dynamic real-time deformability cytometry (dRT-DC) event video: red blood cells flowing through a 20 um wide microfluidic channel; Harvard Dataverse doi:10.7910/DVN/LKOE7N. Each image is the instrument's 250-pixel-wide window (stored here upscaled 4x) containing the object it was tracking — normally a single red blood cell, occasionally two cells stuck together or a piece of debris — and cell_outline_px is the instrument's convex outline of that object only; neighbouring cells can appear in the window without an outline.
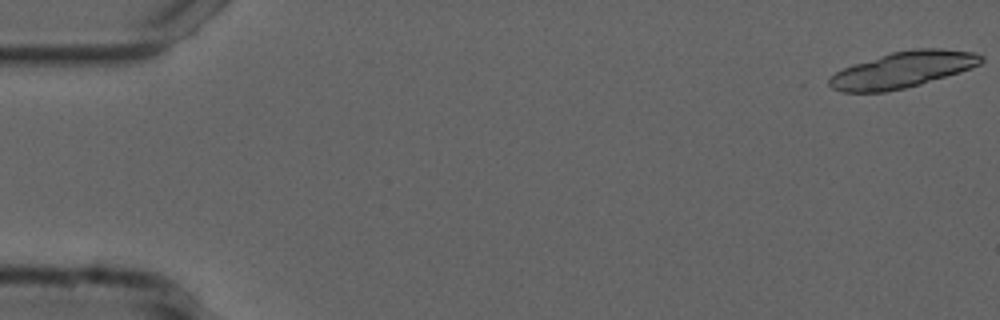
{"species": "common noctule bat (a hibernating species)", "species_latin": "Nyctalus noctula", "temperature_condition": "cold", "stored_images_in_passage": 14, "camera_frame_rate_fps": 3000, "um_per_image_px": 0.085, "animal": {"sex": "male", "forearm_length_mm": 52.5}, "frame": {"image": 1, "passage_image": 1, "time_ms": 0.0, "image_size_px": [1000, 320], "cell_outline_px": [[984, 60], [980, 64], [960, 72], [920, 84], [888, 92], [840, 92], [832, 88], [828, 84], [828, 80], [836, 72], [852, 64], [892, 52], [916, 48], [940, 48], [976, 52], [984, 56]], "centroid_in_image_um": [76.74, 5.92], "position_along_channel_um": 8.3, "area_um2": 31.96}}